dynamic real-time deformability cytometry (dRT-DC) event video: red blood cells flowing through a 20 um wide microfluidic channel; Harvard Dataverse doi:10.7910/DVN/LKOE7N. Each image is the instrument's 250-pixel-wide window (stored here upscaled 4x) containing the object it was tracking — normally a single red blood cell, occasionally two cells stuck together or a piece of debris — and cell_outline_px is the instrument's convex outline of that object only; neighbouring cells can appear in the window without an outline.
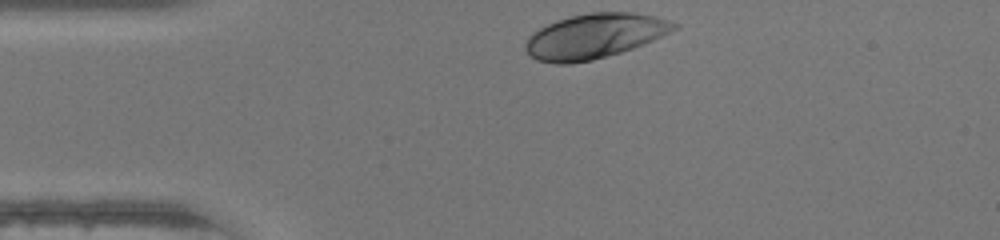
{"species": "human", "species_latin": "Homo sapiens", "temperature_condition": "warm", "stored_images_in_passage": 28, "camera_frame_rate_fps": 3000, "um_per_image_px": 0.085, "donor": {"sex": "female"}, "frame": {"image": 1, "passage_image": 1, "time_ms": 0.0, "image_size_px": [1000, 240], "cell_outline_px": [[680, 24], [676, 28], [644, 44], [620, 52], [592, 60], [568, 64], [556, 64], [536, 60], [524, 48], [524, 44], [528, 36], [532, 32], [556, 20], [572, 16], [592, 12], [632, 12], [652, 16], [668, 20]], "centroid_in_image_um": [50.49, 3.07], "position_along_channel_um": 34.5, "area_um2": 38.44}}
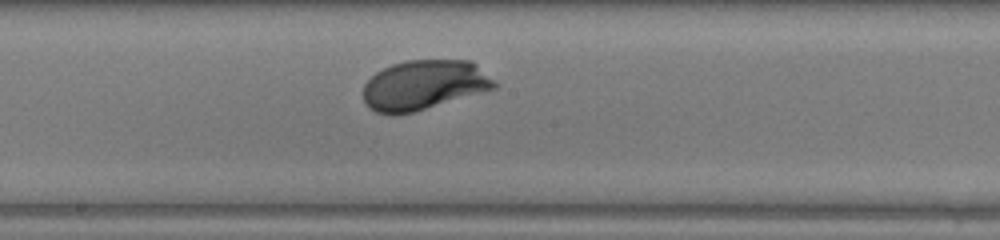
{"frame": {"image": 2, "passage_image": 16, "time_ms": 5.0, "image_size_px": [1000, 240], "cell_outline_px": [[500, 84], [496, 88], [412, 112], [396, 116], [392, 116], [376, 112], [368, 108], [364, 104], [364, 84], [376, 72], [392, 64], [408, 60], [472, 60]], "centroid_in_image_um": [36.04, 7.23], "position_along_channel_um": 212.2, "area_um2": 38.21}}
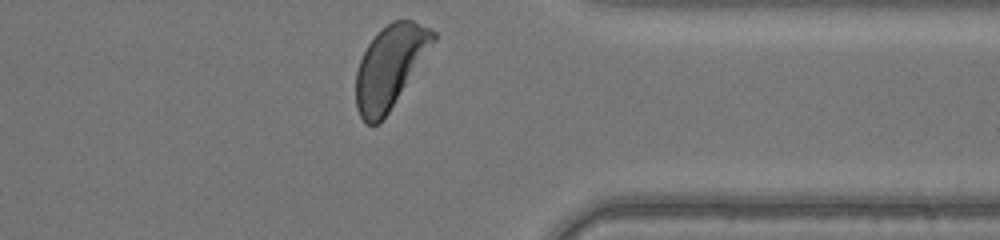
{"frame": {"image": 3, "passage_image": 28, "time_ms": 9.0, "image_size_px": [1000, 240], "cell_outline_px": [[436, 40], [380, 124], [368, 124], [360, 116], [356, 108], [356, 72], [360, 60], [368, 44], [376, 32], [392, 20], [412, 20], [436, 32]], "centroid_in_image_um": [33.13, 5.65], "position_along_channel_um": 378.3, "area_um2": 36.59}, "authors_computed_cell_mechanics": {"area_um2": 37.8879, "velocity_mm_per_s": 4.3699, "shape_relaxation_time_tau1_ms": 1.5782, "shape_relaxation_time_tau2_ms": null, "deformation_change_tau1": 0.1331, "deformation_change_tau2": null}}